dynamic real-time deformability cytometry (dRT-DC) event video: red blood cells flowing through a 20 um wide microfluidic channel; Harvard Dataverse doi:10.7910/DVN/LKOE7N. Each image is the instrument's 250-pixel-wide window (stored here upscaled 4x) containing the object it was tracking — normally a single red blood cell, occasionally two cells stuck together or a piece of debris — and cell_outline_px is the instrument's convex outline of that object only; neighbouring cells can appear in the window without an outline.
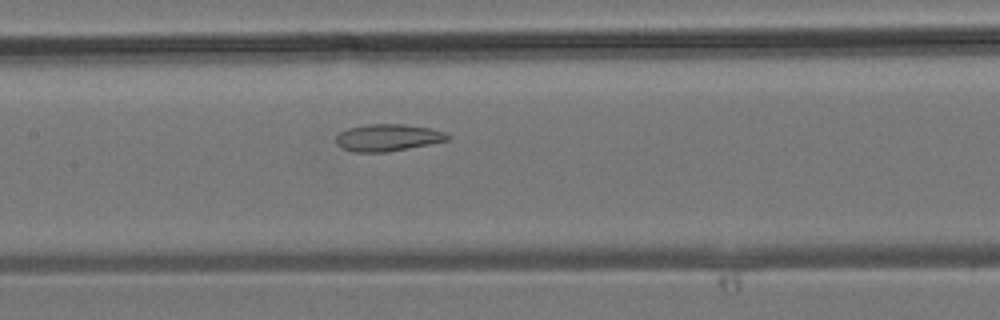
{"species": "common noctule bat (a hibernating species)", "species_latin": "Nyctalus noctula", "temperature_condition": "room temperature", "stored_images_in_passage": 27, "camera_frame_rate_fps": 3000, "um_per_image_px": 0.085, "animal": {"sex": "male", "body_mass_g": 19.2, "forearm_length_mm": 51.8}, "frame": {"image": 1, "passage_image": 11, "time_ms": 3.333, "image_size_px": [1000, 320], "cell_outline_px": [[452, 136], [448, 140], [388, 152], [352, 152], [336, 144], [336, 136], [340, 132], [348, 128], [368, 124], [404, 124], [428, 128], [444, 132]], "centroid_in_image_um": [32.95, 11.7], "position_along_channel_um": 174.5, "area_um2": 17.46}}
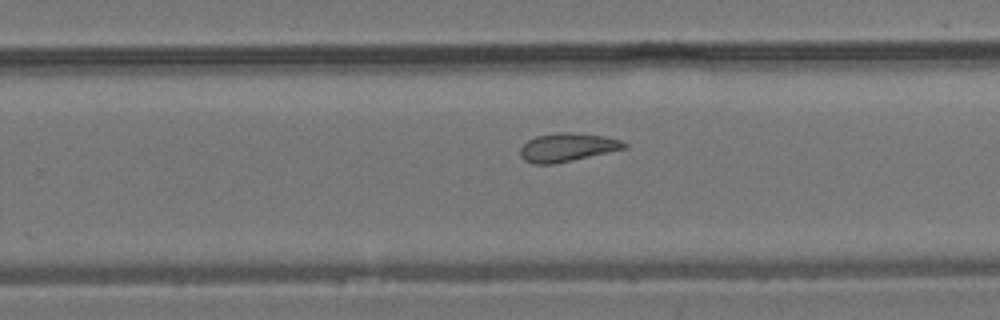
{"frame": {"image": 2, "passage_image": 17, "time_ms": 5.333, "image_size_px": [1000, 320], "cell_outline_px": [[628, 148], [556, 164], [532, 164], [524, 160], [520, 156], [520, 148], [528, 140], [536, 136], [556, 132], [572, 132], [604, 136], [620, 140], [628, 144]], "centroid_in_image_um": [48.22, 12.53], "position_along_channel_um": 281.6, "area_um2": 17.46}}
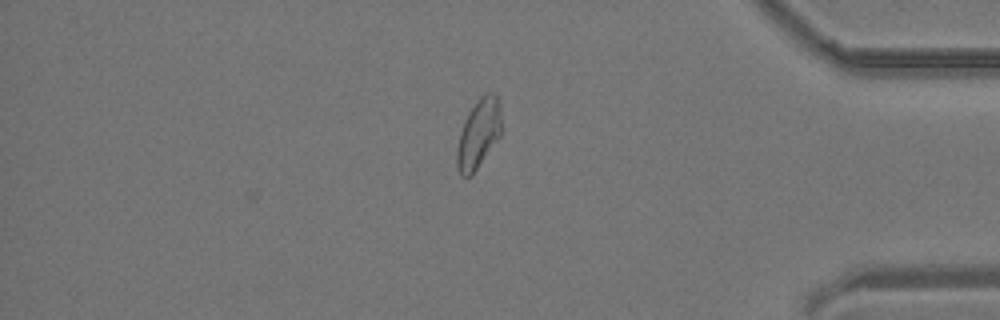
{"frame": {"image": 3, "passage_image": 25, "time_ms": 8.0, "image_size_px": [1000, 320], "cell_outline_px": [[504, 128], [500, 136], [472, 176], [460, 176], [456, 168], [456, 148], [460, 132], [464, 120], [468, 112], [476, 100], [484, 92], [496, 92], [500, 104]], "centroid_in_image_um": [40.7, 11.33], "position_along_channel_um": 394.5, "area_um2": 18.73}}